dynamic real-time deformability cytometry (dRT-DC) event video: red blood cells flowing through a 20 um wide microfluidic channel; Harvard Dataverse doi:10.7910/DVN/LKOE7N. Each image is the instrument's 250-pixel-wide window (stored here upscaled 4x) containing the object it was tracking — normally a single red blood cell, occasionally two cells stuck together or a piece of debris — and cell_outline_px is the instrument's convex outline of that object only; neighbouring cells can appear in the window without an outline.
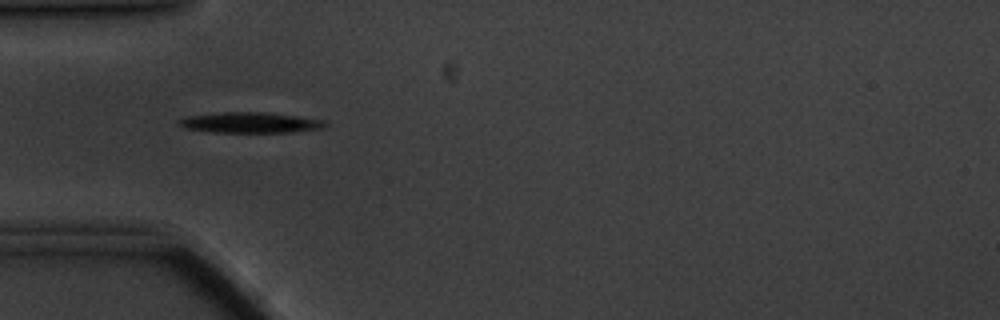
{"species": "common noctule bat (a hibernating species)", "species_latin": "Nyctalus noctula", "temperature_condition": "cold", "stored_images_in_passage": 44, "camera_frame_rate_fps": 3000, "um_per_image_px": 0.085, "animal": {"sex": "male", "body_mass_g": 20.1, "forearm_length_mm": 53.5}, "frame": {"image": 1, "passage_image": 4, "time_ms": 1.0, "image_size_px": [1000, 320], "cell_outline_px": [[328, 124], [324, 128], [292, 132], [216, 132], [184, 128], [176, 124], [176, 120], [188, 116], [224, 112], [268, 112], [324, 120]], "centroid_in_image_um": [21.26, 10.42], "position_along_channel_um": 63.7, "area_um2": 17.57}}
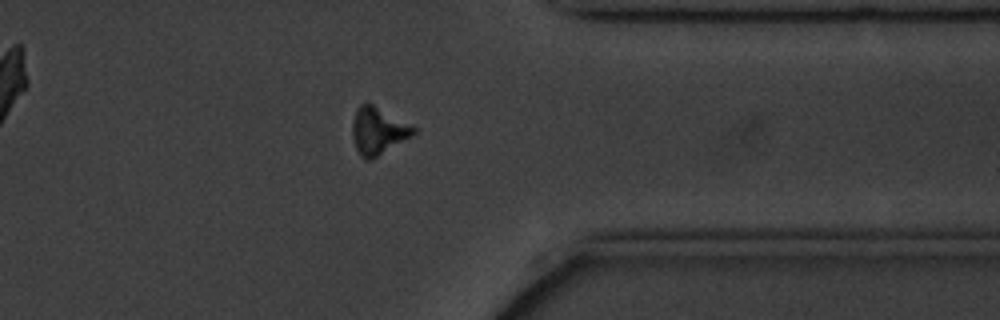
{"frame": {"image": 2, "passage_image": 32, "time_ms": 10.333, "image_size_px": [1000, 320], "cell_outline_px": [[416, 132], [412, 136], [376, 156], [368, 160], [364, 160], [360, 156], [356, 148], [352, 136], [352, 124], [356, 108], [360, 104], [372, 104], [416, 128]], "centroid_in_image_um": [32.1, 11.13], "position_along_channel_um": 379.3, "area_um2": 16.36}}
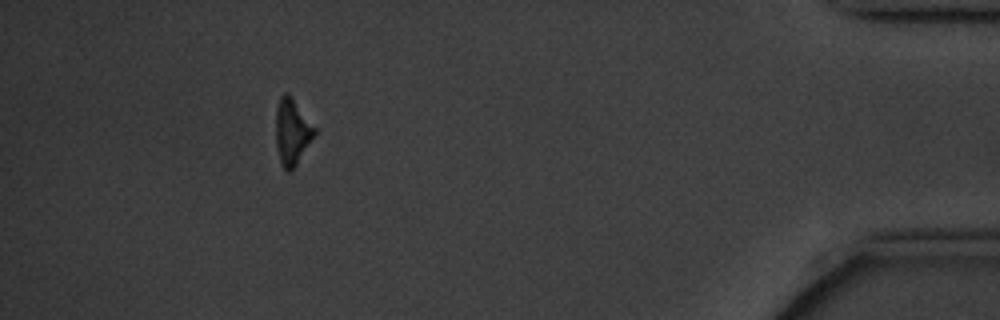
{"frame": {"image": 3, "passage_image": 39, "time_ms": 12.667, "image_size_px": [1000, 320], "cell_outline_px": [[316, 132], [296, 164], [288, 172], [284, 168], [280, 160], [276, 148], [276, 108], [280, 96], [284, 92], [288, 92], [292, 96], [316, 128]], "centroid_in_image_um": [24.81, 11.13], "position_along_channel_um": 410.4, "area_um2": 14.74}, "authors_computed_cell_mechanics": {"area_um2": 16.4441, "velocity_mm_per_s": 3.4768, "shape_relaxation_time_tau1_ms": 2.0476, "shape_relaxation_time_tau2_ms": null, "deformation_change_tau1": 0.0936, "deformation_change_tau2": null}}